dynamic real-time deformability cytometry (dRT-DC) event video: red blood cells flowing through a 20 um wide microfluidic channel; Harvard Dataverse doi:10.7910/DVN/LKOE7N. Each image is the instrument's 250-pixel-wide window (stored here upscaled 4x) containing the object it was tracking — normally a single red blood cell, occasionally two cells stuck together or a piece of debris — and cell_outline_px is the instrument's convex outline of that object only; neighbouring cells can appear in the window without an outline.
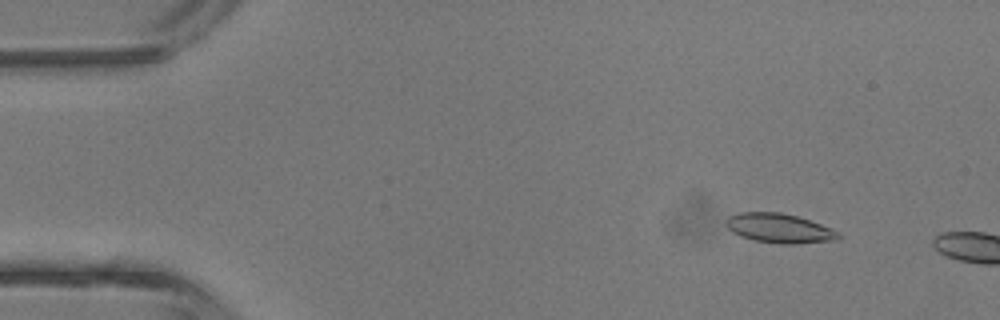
{"species": "common noctule bat (a hibernating species)", "species_latin": "Nyctalus noctula", "temperature_condition": "room temperature", "stored_images_in_passage": 8, "camera_frame_rate_fps": 3000, "um_per_image_px": 0.085, "animal": {"sex": "male", "body_mass_g": 13.3}, "frame": {"image": 1, "passage_image": 5, "time_ms": 1.333, "image_size_px": [1000, 320], "cell_outline_px": [[840, 236], [836, 240], [796, 244], [780, 244], [752, 240], [740, 236], [732, 232], [724, 224], [724, 220], [728, 216], [740, 212], [780, 212], [796, 216], [832, 228], [840, 232]], "centroid_in_image_um": [66.2, 19.4], "position_along_channel_um": 18.8, "area_um2": 19.42}}